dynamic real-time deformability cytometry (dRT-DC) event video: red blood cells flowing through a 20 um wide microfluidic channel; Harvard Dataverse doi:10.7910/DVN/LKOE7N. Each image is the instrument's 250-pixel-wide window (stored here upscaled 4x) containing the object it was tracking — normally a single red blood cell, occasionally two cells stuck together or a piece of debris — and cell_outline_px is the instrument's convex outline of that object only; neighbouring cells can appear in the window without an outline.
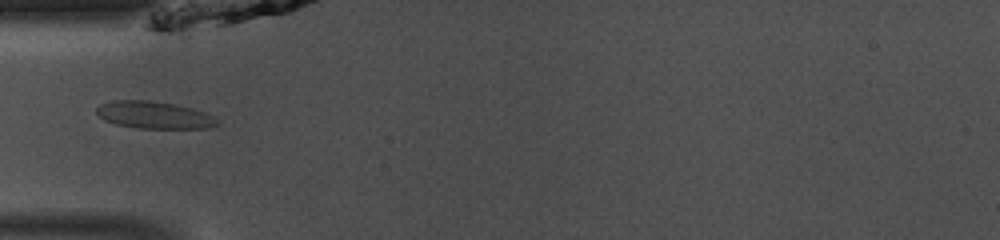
{"species": "common noctule bat (a hibernating species)", "species_latin": "Nyctalus noctula", "temperature_condition": "room temperature", "stored_images_in_passage": 34, "camera_frame_rate_fps": 3000, "um_per_image_px": 0.085, "animal": {"sex": "male", "body_mass_g": 13.0, "forearm_length_mm": 53.1}, "frame": {"image": 1, "passage_image": 1, "time_ms": 0.0, "image_size_px": [1000, 240], "cell_outline_px": [[220, 124], [208, 128], [140, 128], [116, 124], [104, 120], [96, 112], [96, 108], [100, 104], [112, 100], [148, 100], [176, 104], [192, 108], [204, 112], [212, 116]], "centroid_in_image_um": [13.08, 9.77], "position_along_channel_um": 71.9, "area_um2": 19.07}}
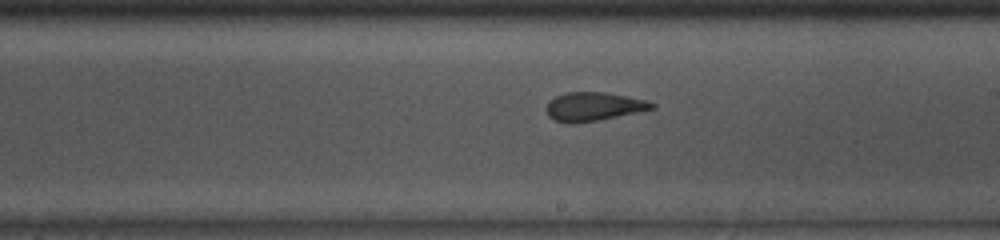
{"frame": {"image": 2, "passage_image": 13, "time_ms": 4.0, "image_size_px": [1000, 240], "cell_outline_px": [[656, 108], [600, 120], [572, 124], [568, 124], [552, 120], [548, 116], [548, 100], [564, 92], [604, 92], [644, 100], [656, 104]], "centroid_in_image_um": [50.42, 9.07], "position_along_channel_um": 238.6, "area_um2": 17.63}}
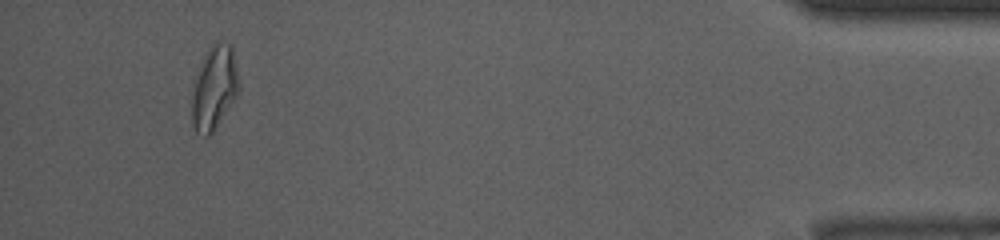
{"frame": {"image": 3, "passage_image": 31, "time_ms": 10.0, "image_size_px": [1000, 240], "cell_outline_px": [[240, 88], [236, 96], [216, 128], [208, 136], [204, 136], [196, 132], [192, 124], [192, 96], [196, 80], [208, 48], [216, 40], [232, 44], [240, 84]], "centroid_in_image_um": [18.25, 7.46], "position_along_channel_um": 417.0, "area_um2": 22.66}, "authors_computed_cell_mechanics": {"area_um2": 18.2937, "velocity_mm_per_s": 4.1325, "shape_relaxation_time_tau1_ms": null, "shape_relaxation_time_tau2_ms": 1.3198, "deformation_change_tau1": null, "deformation_change_tau2": 0.071}}